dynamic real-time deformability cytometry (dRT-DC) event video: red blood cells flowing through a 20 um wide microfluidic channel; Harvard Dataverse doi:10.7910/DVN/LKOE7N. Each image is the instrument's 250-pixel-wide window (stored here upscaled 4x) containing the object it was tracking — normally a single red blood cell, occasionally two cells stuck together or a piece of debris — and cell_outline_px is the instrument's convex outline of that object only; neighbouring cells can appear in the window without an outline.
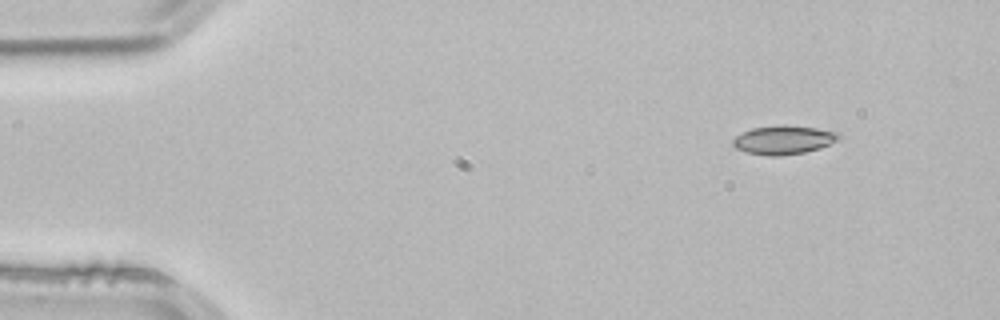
{"species": "common noctule bat (a hibernating species)", "species_latin": "Nyctalus noctula", "temperature_condition": "room temperature", "stored_images_in_passage": 3, "camera_frame_rate_fps": 3000, "um_per_image_px": 0.085, "animal": {"sex": "male", "body_mass_g": 21.5, "forearm_length_mm": 52.0}, "frame": {"image": 1, "passage_image": 1, "time_ms": 0.0, "image_size_px": [1000, 320], "cell_outline_px": [[840, 136], [836, 140], [820, 148], [804, 152], [780, 156], [768, 156], [748, 152], [736, 148], [732, 144], [732, 140], [736, 136], [752, 128], [784, 124], [816, 128], [840, 132]], "centroid_in_image_um": [66.6, 11.88], "position_along_channel_um": 18.4, "area_um2": 17.63}}
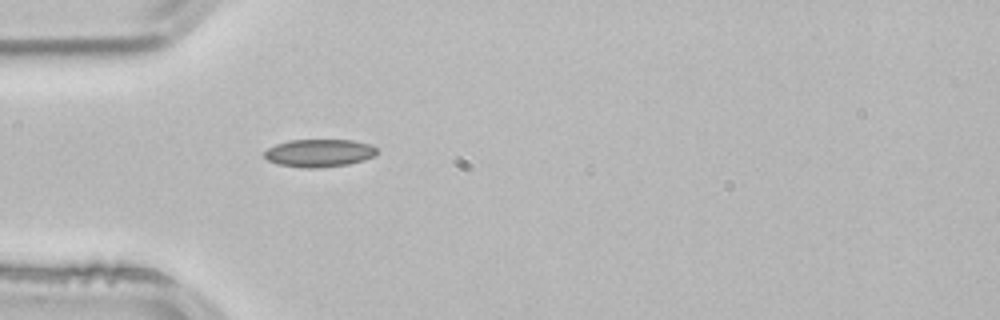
{"frame": {"image": 2, "passage_image": 3, "time_ms": 0.667, "image_size_px": [1000, 320], "cell_outline_px": [[376, 152], [372, 156], [364, 160], [348, 164], [316, 168], [300, 168], [276, 164], [268, 160], [264, 156], [264, 152], [268, 148], [276, 144], [288, 140], [352, 140], [372, 144], [376, 148]], "centroid_in_image_um": [27.1, 13.01], "position_along_channel_um": 57.9, "area_um2": 18.26}}